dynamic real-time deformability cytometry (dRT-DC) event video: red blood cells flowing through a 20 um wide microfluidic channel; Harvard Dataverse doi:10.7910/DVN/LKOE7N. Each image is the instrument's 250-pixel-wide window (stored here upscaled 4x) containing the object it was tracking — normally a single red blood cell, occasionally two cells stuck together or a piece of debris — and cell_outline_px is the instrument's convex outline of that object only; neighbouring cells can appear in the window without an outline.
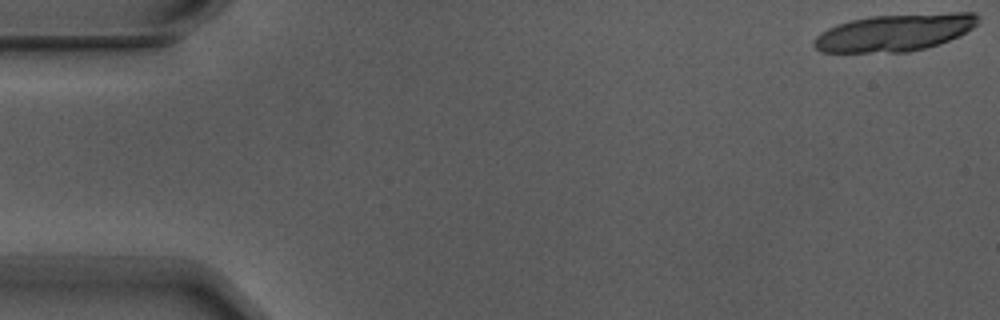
{"species": "Egyptian fruit bat (a non-hibernating species)", "species_latin": "Rousettus aegyptiacus", "temperature_condition": "warm", "stored_images_in_passage": 6, "camera_frame_rate_fps": 3000, "um_per_image_px": 0.085, "animal": {"sex": "male"}, "frame": {"image": 1, "passage_image": 1, "time_ms": 0.0, "image_size_px": [1000, 320], "cell_outline_px": [[980, 16], [976, 24], [972, 28], [960, 36], [940, 44], [908, 52], [820, 52], [812, 44], [812, 40], [816, 36], [828, 28], [836, 24], [868, 16], [952, 12], [976, 12]], "centroid_in_image_um": [76.06, 2.76], "position_along_channel_um": 8.9, "area_um2": 35.84}}
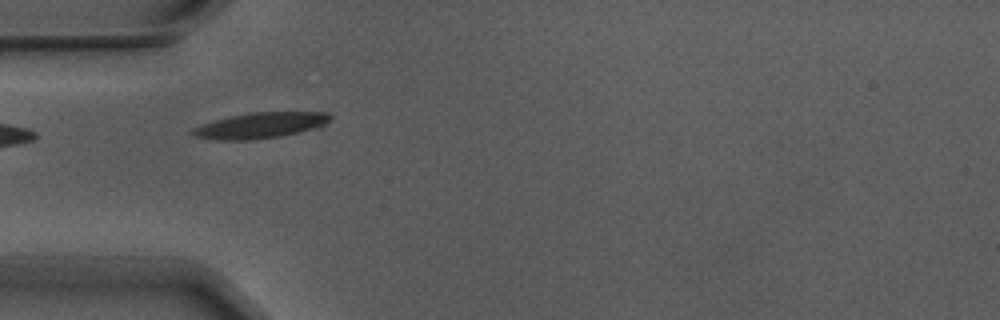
{"frame": {"image": 2, "passage_image": 5, "time_ms": 1.333, "image_size_px": [1000, 320], "cell_outline_px": [[332, 116], [324, 124], [296, 132], [280, 136], [252, 140], [216, 140], [192, 136], [188, 132], [192, 128], [200, 124], [232, 116], [252, 112], [324, 112]], "centroid_in_image_um": [22.01, 10.66], "position_along_channel_um": 63.0, "area_um2": 20.35}}